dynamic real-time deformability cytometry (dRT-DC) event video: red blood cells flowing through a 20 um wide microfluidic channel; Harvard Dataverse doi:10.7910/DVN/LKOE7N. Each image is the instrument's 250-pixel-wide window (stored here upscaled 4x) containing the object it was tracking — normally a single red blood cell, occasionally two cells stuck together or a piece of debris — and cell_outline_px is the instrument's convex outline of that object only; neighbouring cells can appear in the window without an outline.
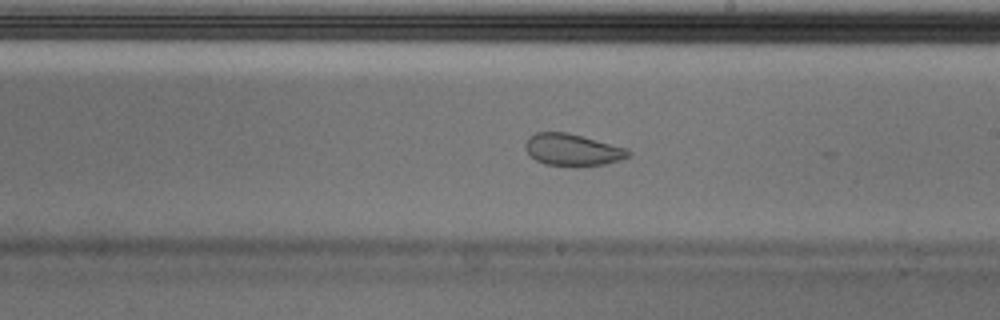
{"species": "Egyptian fruit bat (a non-hibernating species)", "species_latin": "Rousettus aegyptiacus", "temperature_condition": "cold", "stored_images_in_passage": 54, "camera_frame_rate_fps": 3000, "um_per_image_px": 0.085, "animal": {"sex": "male"}, "frame": {"image": 1, "passage_image": 31, "time_ms": 10.0, "image_size_px": [1000, 320], "cell_outline_px": [[632, 152], [628, 156], [620, 160], [604, 164], [576, 168], [572, 168], [544, 164], [536, 160], [524, 148], [524, 144], [528, 136], [536, 132], [568, 132], [628, 148]], "centroid_in_image_um": [48.66, 12.75], "position_along_channel_um": 240.3, "area_um2": 19.71}}